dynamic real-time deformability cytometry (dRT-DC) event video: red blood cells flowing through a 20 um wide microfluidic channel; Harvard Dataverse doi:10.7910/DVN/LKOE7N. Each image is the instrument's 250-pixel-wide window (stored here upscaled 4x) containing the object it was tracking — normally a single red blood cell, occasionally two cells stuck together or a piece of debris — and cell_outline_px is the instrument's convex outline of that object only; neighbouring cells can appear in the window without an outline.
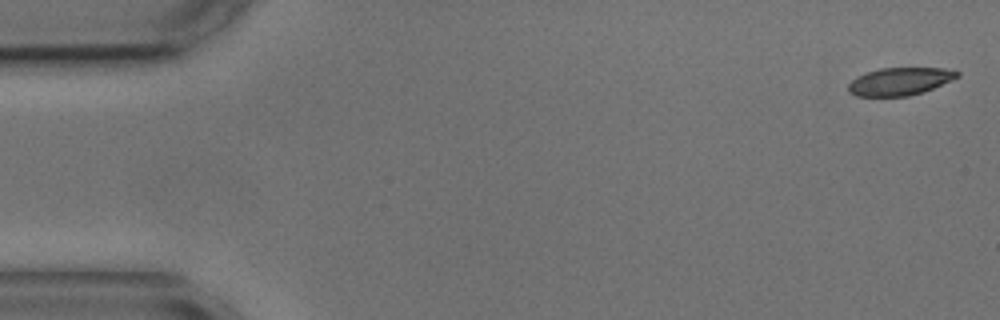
{"species": "common noctule bat (a hibernating species)", "species_latin": "Nyctalus noctula", "temperature_condition": "cold", "stored_images_in_passage": 4, "camera_frame_rate_fps": 3000, "um_per_image_px": 0.085, "animal": {"sex": "male", "body_mass_g": 17.9, "forearm_length_mm": 54.2}, "frame": {"image": 1, "passage_image": 1, "time_ms": 0.0, "image_size_px": [1000, 320], "cell_outline_px": [[960, 76], [924, 92], [908, 96], [856, 96], [848, 92], [848, 84], [856, 76], [880, 68], [944, 68], [960, 72]], "centroid_in_image_um": [76.47, 6.92], "position_along_channel_um": 8.5, "area_um2": 17.57}}
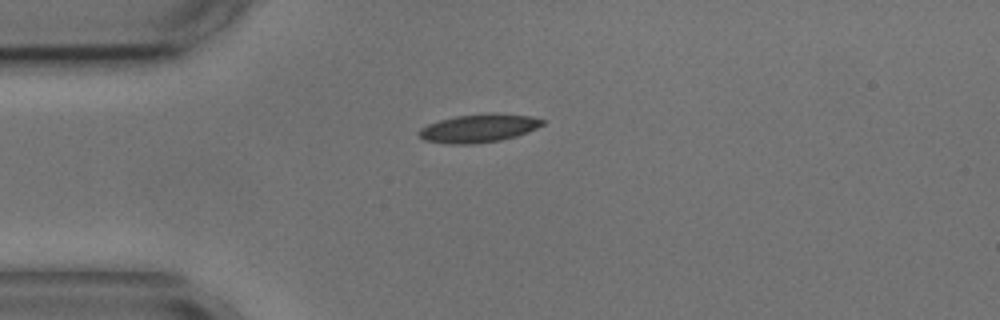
{"frame": {"image": 2, "passage_image": 4, "time_ms": 4.0, "image_size_px": [1000, 320], "cell_outline_px": [[544, 124], [528, 132], [516, 136], [500, 140], [472, 144], [448, 144], [424, 140], [416, 132], [420, 128], [428, 124], [440, 120], [456, 116], [492, 112], [496, 112], [532, 116], [544, 120]], "centroid_in_image_um": [40.69, 10.89], "position_along_channel_um": 44.3, "area_um2": 20.52}}